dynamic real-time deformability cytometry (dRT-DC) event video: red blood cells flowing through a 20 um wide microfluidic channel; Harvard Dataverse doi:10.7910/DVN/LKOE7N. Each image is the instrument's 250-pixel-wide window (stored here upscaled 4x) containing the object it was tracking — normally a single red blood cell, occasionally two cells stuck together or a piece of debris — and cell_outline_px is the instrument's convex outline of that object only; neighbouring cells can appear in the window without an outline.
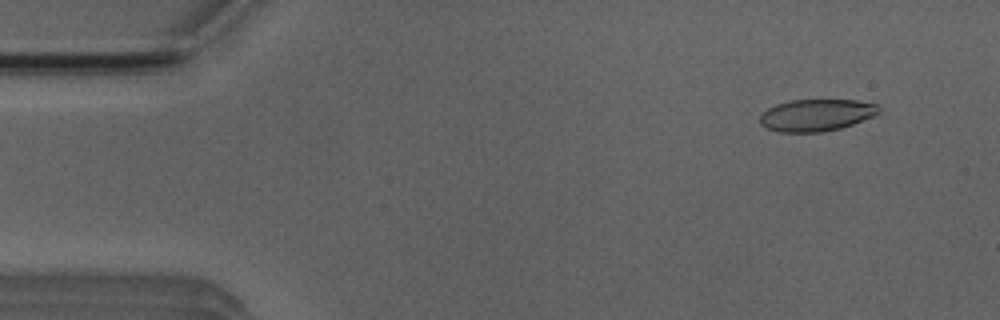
{"species": "Egyptian fruit bat (a non-hibernating species)", "species_latin": "Rousettus aegyptiacus", "temperature_condition": "room temperature", "stored_images_in_passage": 4, "camera_frame_rate_fps": 3000, "um_per_image_px": 0.085, "animal": {"sex": "male"}, "frame": {"image": 1, "passage_image": 2, "time_ms": 1.0, "image_size_px": [1000, 320], "cell_outline_px": [[880, 112], [872, 116], [852, 124], [840, 128], [820, 132], [780, 132], [768, 128], [760, 124], [760, 116], [768, 108], [776, 104], [788, 100], [856, 100], [876, 104], [880, 108]], "centroid_in_image_um": [69.37, 9.78], "position_along_channel_um": 15.6, "area_um2": 21.96}}